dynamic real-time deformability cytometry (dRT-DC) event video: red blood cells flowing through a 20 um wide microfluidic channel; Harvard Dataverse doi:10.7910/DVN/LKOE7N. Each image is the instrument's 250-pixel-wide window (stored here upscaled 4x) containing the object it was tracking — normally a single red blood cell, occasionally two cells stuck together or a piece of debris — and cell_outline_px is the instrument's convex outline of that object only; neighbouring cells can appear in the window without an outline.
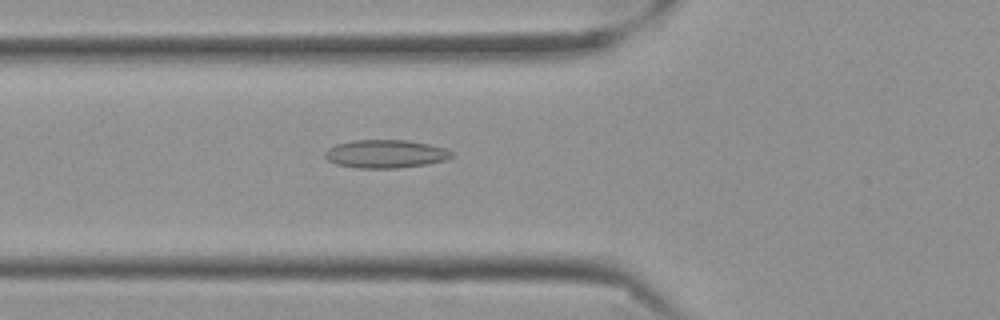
{"species": "Egyptian fruit bat (a non-hibernating species)", "species_latin": "Rousettus aegyptiacus", "temperature_condition": "cold", "stored_images_in_passage": 34, "camera_frame_rate_fps": 3000, "um_per_image_px": 0.085, "frame": {"image": 1, "passage_image": 5, "time_ms": 1.333, "image_size_px": [1000, 320], "cell_outline_px": [[456, 156], [444, 160], [428, 164], [396, 168], [356, 168], [336, 164], [328, 160], [324, 156], [324, 152], [328, 148], [336, 144], [352, 140], [408, 140], [432, 144], [448, 148], [456, 152]], "centroid_in_image_um": [32.84, 13.07], "position_along_channel_um": 93.0, "area_um2": 21.27}}
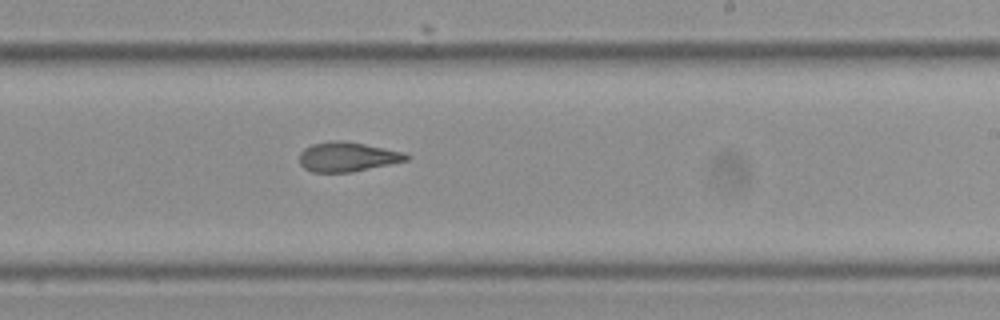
{"frame": {"image": 2, "passage_image": 19, "time_ms": 6.0, "image_size_px": [1000, 320], "cell_outline_px": [[412, 156], [408, 160], [352, 172], [312, 172], [304, 168], [300, 164], [300, 152], [304, 148], [312, 144], [332, 140], [340, 140], [364, 144], [404, 152]], "centroid_in_image_um": [29.52, 13.33], "position_along_channel_um": 259.5, "area_um2": 18.38}}
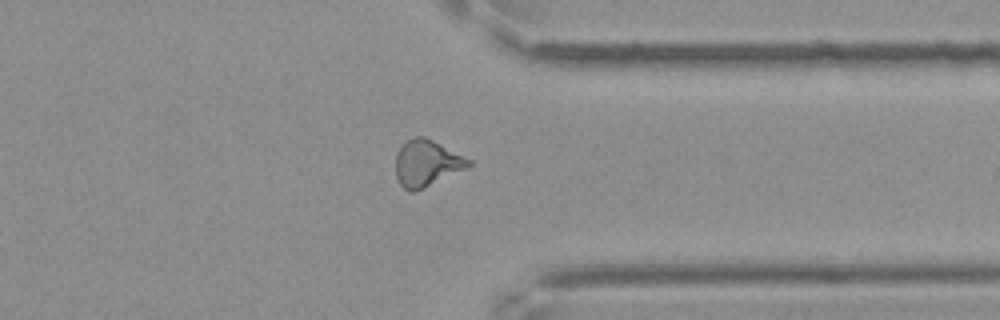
{"frame": {"image": 3, "passage_image": 29, "time_ms": 9.333, "image_size_px": [1000, 320], "cell_outline_px": [[472, 164], [416, 192], [408, 192], [400, 184], [396, 176], [396, 152], [412, 136], [424, 136], [472, 160]], "centroid_in_image_um": [36.23, 13.87], "position_along_channel_um": 375.2, "area_um2": 19.42}, "authors_computed_cell_mechanics": {"area_um2": 19.0451, "velocity_mm_per_s": 3.5434, "shape_relaxation_time_tau1_ms": null, "shape_relaxation_time_tau2_ms": 2.7993, "deformation_change_tau1": null, "deformation_change_tau2": 0.1049}}